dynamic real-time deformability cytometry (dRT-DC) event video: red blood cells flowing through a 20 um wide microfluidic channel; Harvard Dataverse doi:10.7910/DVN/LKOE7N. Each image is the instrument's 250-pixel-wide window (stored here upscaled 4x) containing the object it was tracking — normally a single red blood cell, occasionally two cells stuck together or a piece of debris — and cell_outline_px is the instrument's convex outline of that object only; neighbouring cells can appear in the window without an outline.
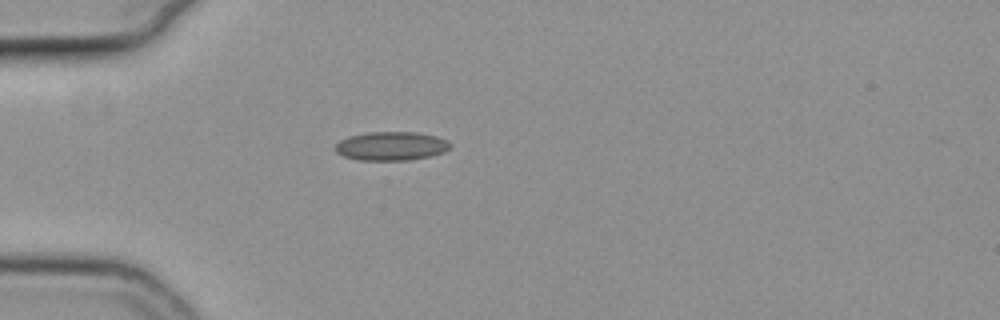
{"species": "common noctule bat (a hibernating species)", "species_latin": "Nyctalus noctula", "temperature_condition": "cold", "stored_images_in_passage": 7, "camera_frame_rate_fps": 3000, "um_per_image_px": 0.085, "animal": {"sex": "female", "body_mass_g": 19.3, "forearm_length_mm": 54.1}, "frame": {"image": 1, "passage_image": 1, "time_ms": 0.0, "image_size_px": [1000, 320], "cell_outline_px": [[452, 148], [444, 152], [432, 156], [408, 160], [356, 160], [344, 156], [336, 152], [336, 144], [340, 140], [348, 136], [368, 132], [416, 132], [436, 136], [448, 140], [452, 144]], "centroid_in_image_um": [33.29, 12.41], "position_along_channel_um": 51.7, "area_um2": 19.48}}
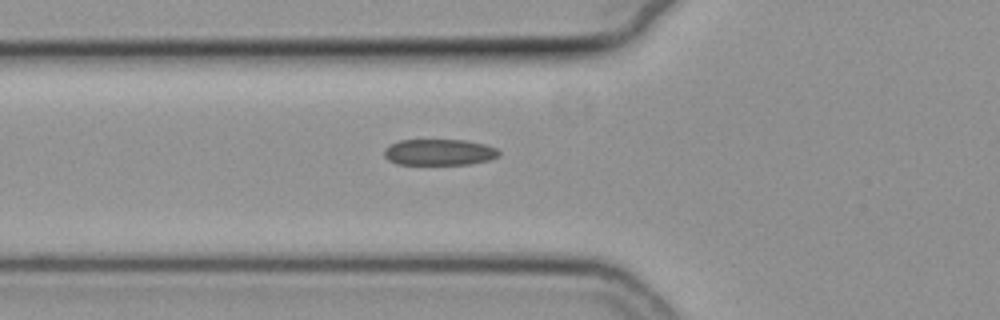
{"frame": {"image": 2, "passage_image": 5, "time_ms": 1.333, "image_size_px": [1000, 320], "cell_outline_px": [[500, 156], [488, 160], [472, 164], [396, 164], [388, 160], [384, 156], [384, 148], [400, 140], [468, 140], [484, 144], [496, 148], [500, 152]], "centroid_in_image_um": [37.34, 12.94], "position_along_channel_um": 88.5, "area_um2": 17.57}}